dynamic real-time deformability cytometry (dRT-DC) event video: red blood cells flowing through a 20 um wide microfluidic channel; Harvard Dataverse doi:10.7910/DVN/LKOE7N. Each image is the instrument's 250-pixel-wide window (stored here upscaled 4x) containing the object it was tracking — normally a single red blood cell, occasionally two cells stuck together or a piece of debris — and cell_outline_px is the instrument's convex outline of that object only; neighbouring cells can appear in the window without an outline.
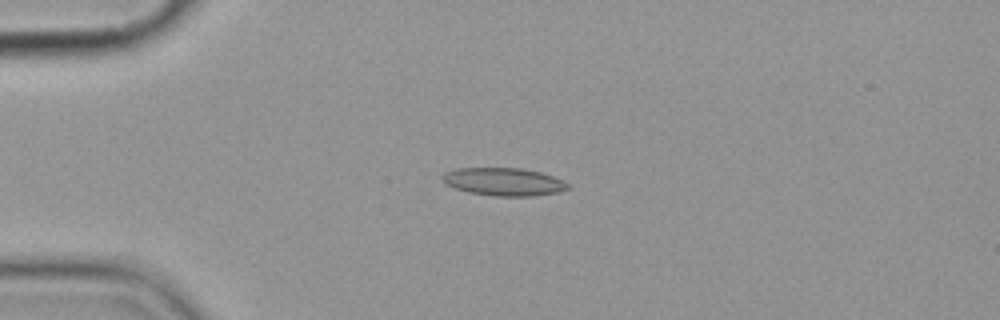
{"species": "common noctule bat (a hibernating species)", "species_latin": "Nyctalus noctula", "temperature_condition": "cold", "stored_images_in_passage": 5, "camera_frame_rate_fps": 3000, "um_per_image_px": 0.085, "animal": {"sex": "female", "body_mass_g": 19.9}, "frame": {"image": 1, "passage_image": 3, "time_ms": 3.333, "image_size_px": [1000, 320], "cell_outline_px": [[572, 188], [556, 192], [532, 196], [496, 196], [468, 192], [444, 184], [440, 176], [444, 172], [456, 168], [520, 168], [540, 172], [564, 180], [572, 184]], "centroid_in_image_um": [42.82, 15.44], "position_along_channel_um": 42.2, "area_um2": 20.58}}
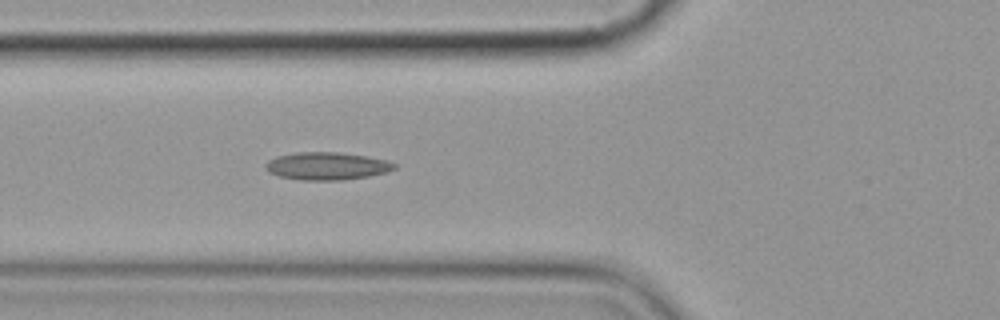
{"frame": {"image": 2, "passage_image": 5, "time_ms": 5.667, "image_size_px": [1000, 320], "cell_outline_px": [[396, 168], [384, 172], [368, 176], [340, 180], [300, 180], [276, 176], [268, 172], [264, 164], [268, 160], [276, 156], [296, 152], [336, 152], [364, 156], [388, 160], [396, 164]], "centroid_in_image_um": [27.72, 14.11], "position_along_channel_um": 98.1, "area_um2": 20.75}}